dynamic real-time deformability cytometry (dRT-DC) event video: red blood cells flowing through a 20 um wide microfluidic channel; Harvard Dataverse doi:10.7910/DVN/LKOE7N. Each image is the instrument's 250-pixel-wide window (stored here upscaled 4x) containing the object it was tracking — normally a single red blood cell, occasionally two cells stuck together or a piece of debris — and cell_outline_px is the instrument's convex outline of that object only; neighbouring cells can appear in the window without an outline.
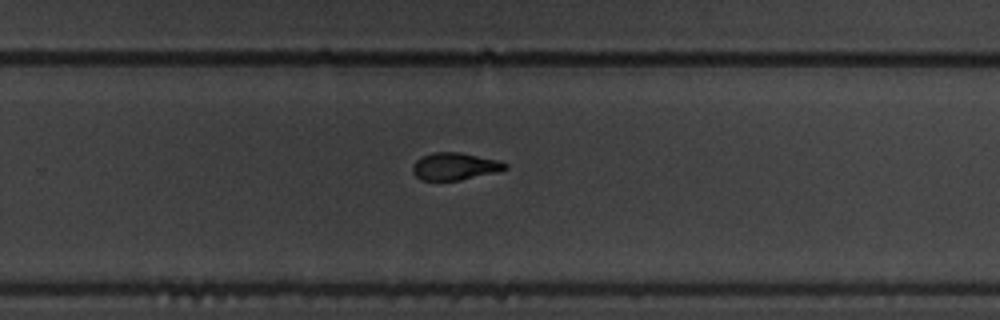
{"species": "common noctule bat (a hibernating species)", "species_latin": "Nyctalus noctula", "temperature_condition": "warm", "stored_images_in_passage": 10, "camera_frame_rate_fps": 3000, "um_per_image_px": 0.085, "animal": {"sex": "male", "body_mass_g": 19.5, "forearm_length_mm": 54.6}, "frame": {"image": 1, "passage_image": 10, "time_ms": 3.0, "image_size_px": [1000, 320], "cell_outline_px": [[508, 168], [496, 172], [460, 180], [420, 180], [412, 172], [412, 168], [416, 160], [432, 152], [460, 152], [500, 160], [508, 164]], "centroid_in_image_um": [38.67, 14.13], "position_along_channel_um": 291.1, "area_um2": 14.74}}